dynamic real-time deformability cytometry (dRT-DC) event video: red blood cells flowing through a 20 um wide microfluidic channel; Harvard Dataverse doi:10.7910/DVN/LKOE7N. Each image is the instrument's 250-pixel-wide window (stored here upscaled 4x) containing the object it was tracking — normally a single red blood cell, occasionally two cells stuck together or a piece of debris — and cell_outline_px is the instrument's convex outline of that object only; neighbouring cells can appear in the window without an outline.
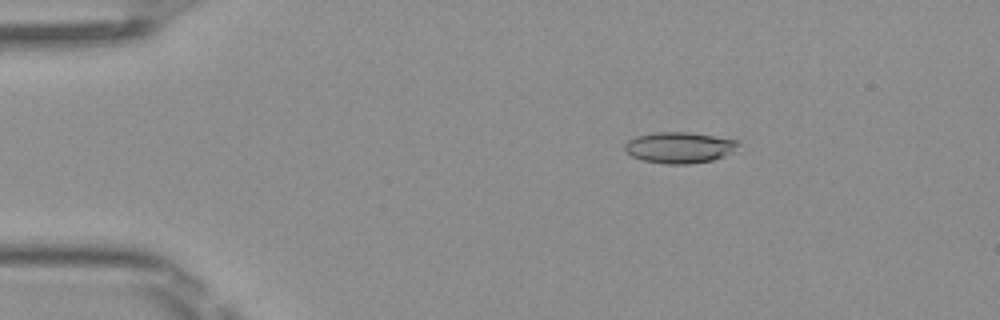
{"species": "Egyptian fruit bat (a non-hibernating species)", "species_latin": "Rousettus aegyptiacus", "temperature_condition": "room temperature", "stored_images_in_passage": 5, "camera_frame_rate_fps": 3000, "um_per_image_px": 0.085, "frame": {"image": 1, "passage_image": 3, "time_ms": 0.667, "image_size_px": [1000, 320], "cell_outline_px": [[740, 140], [724, 156], [712, 160], [688, 164], [664, 164], [644, 160], [632, 156], [624, 148], [624, 144], [628, 140], [636, 136], [656, 132], [688, 132]], "centroid_in_image_um": [57.69, 12.53], "position_along_channel_um": 27.3, "area_um2": 20.17}}
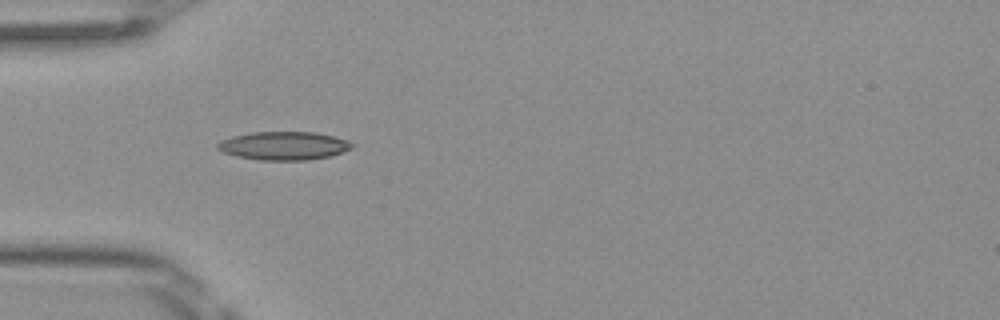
{"frame": {"image": 2, "passage_image": 5, "time_ms": 1.333, "image_size_px": [1000, 320], "cell_outline_px": [[352, 148], [344, 152], [332, 156], [308, 160], [260, 160], [236, 156], [224, 152], [216, 148], [216, 144], [220, 140], [232, 136], [252, 132], [316, 132], [348, 140], [352, 144]], "centroid_in_image_um": [24.12, 12.39], "position_along_channel_um": 60.9, "area_um2": 22.31}}